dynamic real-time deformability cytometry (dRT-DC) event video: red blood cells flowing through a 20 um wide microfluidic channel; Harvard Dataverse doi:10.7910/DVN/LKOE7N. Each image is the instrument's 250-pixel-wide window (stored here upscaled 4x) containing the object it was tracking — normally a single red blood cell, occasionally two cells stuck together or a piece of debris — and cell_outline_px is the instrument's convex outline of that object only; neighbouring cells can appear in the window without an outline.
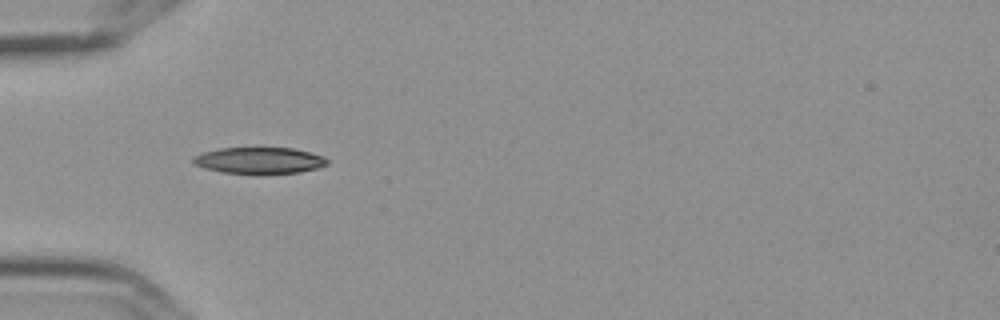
{"species": "Egyptian fruit bat (a non-hibernating species)", "species_latin": "Rousettus aegyptiacus", "temperature_condition": "cold", "stored_images_in_passage": 5, "camera_frame_rate_fps": 3000, "um_per_image_px": 0.085, "frame": {"image": 1, "passage_image": 4, "time_ms": 1.0, "image_size_px": [1000, 320], "cell_outline_px": [[328, 164], [316, 168], [300, 172], [256, 176], [224, 172], [204, 168], [192, 164], [192, 156], [204, 152], [220, 148], [292, 148], [324, 156], [328, 160]], "centroid_in_image_um": [22.01, 13.67], "position_along_channel_um": 63.0, "area_um2": 21.15}}
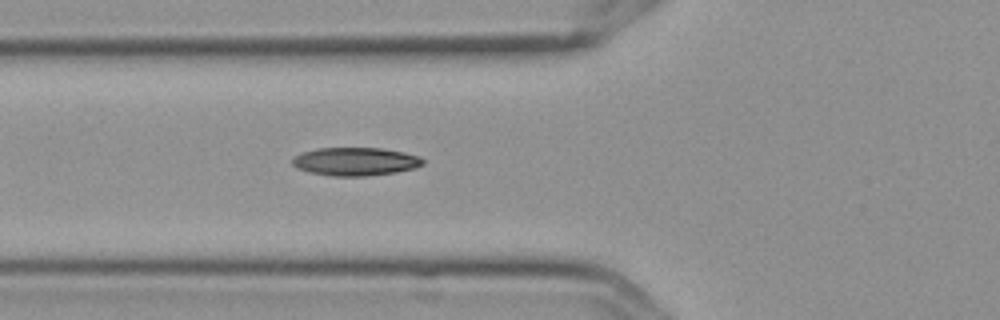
{"frame": {"image": 2, "passage_image": 5, "time_ms": 1.333, "image_size_px": [1000, 320], "cell_outline_px": [[424, 164], [416, 168], [396, 172], [364, 176], [332, 176], [312, 172], [296, 168], [292, 164], [292, 160], [296, 156], [304, 152], [316, 148], [380, 148], [404, 152], [420, 156], [424, 160]], "centroid_in_image_um": [30.25, 13.73], "position_along_channel_um": 95.6, "area_um2": 21.39}}